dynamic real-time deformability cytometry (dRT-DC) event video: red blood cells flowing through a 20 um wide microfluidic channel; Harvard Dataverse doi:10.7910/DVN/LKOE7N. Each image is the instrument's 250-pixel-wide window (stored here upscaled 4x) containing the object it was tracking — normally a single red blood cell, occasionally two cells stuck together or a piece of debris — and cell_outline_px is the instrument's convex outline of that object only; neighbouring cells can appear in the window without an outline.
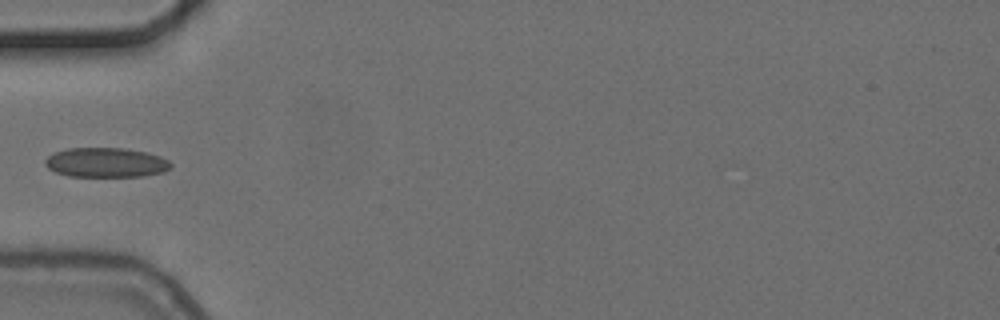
{"species": "common noctule bat (a hibernating species)", "species_latin": "Nyctalus noctula", "temperature_condition": "cold", "stored_images_in_passage": 1, "camera_frame_rate_fps": 3000, "um_per_image_px": 0.085, "animal": {"sex": "female", "body_mass_g": 24.6, "forearm_length_mm": 56.2}, "frame": {"image": 1, "passage_image": 1, "time_ms": 0.0, "image_size_px": [1000, 320], "cell_outline_px": [[172, 168], [164, 172], [144, 176], [68, 176], [56, 172], [48, 168], [44, 164], [44, 160], [48, 156], [56, 152], [68, 148], [124, 148], [148, 152], [160, 156], [168, 160], [172, 164]], "centroid_in_image_um": [9.04, 13.81], "position_along_channel_um": 76.0, "area_um2": 21.79}}